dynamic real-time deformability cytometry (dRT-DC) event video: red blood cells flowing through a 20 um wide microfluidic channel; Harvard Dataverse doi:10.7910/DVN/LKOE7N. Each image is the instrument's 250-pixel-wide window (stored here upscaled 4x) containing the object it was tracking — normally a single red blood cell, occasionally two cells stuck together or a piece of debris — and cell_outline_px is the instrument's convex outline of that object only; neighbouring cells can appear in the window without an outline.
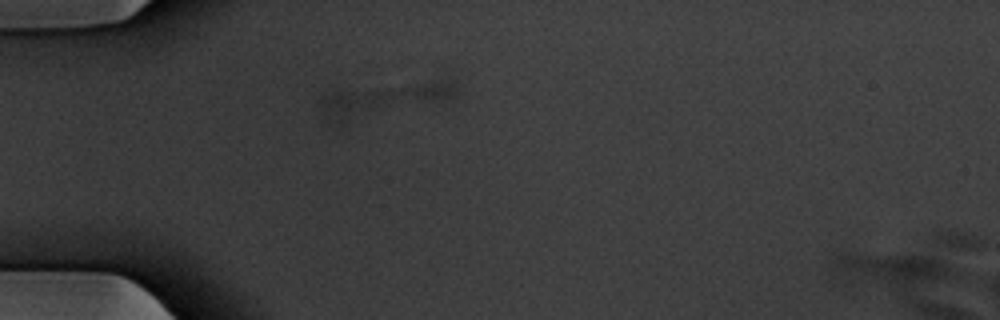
{"species": "common noctule bat (a hibernating species)", "species_latin": "Nyctalus noctula", "temperature_condition": "warm", "stored_images_in_passage": 4, "segment_of_instrument_passage": [2, 2], "camera_frame_rate_fps": 3000, "um_per_image_px": 0.085, "animal": {"sex": "male", "body_mass_g": 20.1, "forearm_length_mm": 53.5}, "frame": {"image": 1, "passage_image": 3, "time_ms": 0.667, "image_size_px": [1000, 320], "cell_outline_px": [[460, 92], [452, 96], [340, 128], [320, 100], [324, 92], [336, 88], [444, 80], [460, 88]], "centroid_in_image_um": [32.48, 8.47], "position_along_channel_um": 52.5, "area_um2": 26.7}}